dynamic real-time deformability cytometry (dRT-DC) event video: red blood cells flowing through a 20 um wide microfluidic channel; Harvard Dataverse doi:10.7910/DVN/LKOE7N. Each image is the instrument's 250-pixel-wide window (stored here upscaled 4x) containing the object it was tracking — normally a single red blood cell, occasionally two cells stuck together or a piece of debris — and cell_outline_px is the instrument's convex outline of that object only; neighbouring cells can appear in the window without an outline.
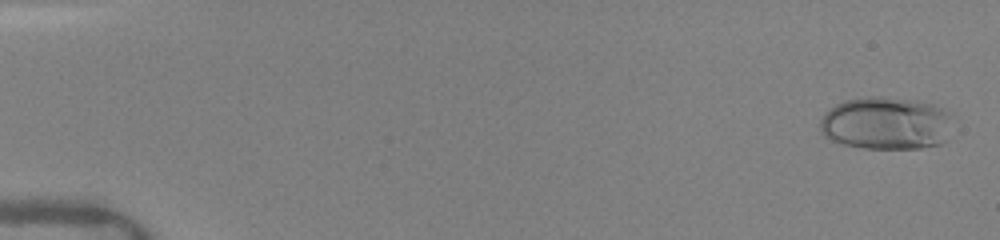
{"species": "human", "species_latin": "Homo sapiens", "temperature_condition": "warm", "stored_images_in_passage": 54, "camera_frame_rate_fps": 3000, "um_per_image_px": 0.085, "donor": {"sex": "female"}, "frame": {"image": 1, "passage_image": 3, "time_ms": 0.333, "image_size_px": [1000, 240], "cell_outline_px": [[948, 116], [944, 140], [940, 144], [920, 148], [864, 148], [844, 144], [832, 140], [824, 136], [820, 128], [820, 120], [824, 112], [836, 104], [844, 100], [868, 96], [880, 96], [908, 100], [932, 104], [948, 112]], "centroid_in_image_um": [75.2, 10.47], "position_along_channel_um": 9.8, "area_um2": 40.06}}
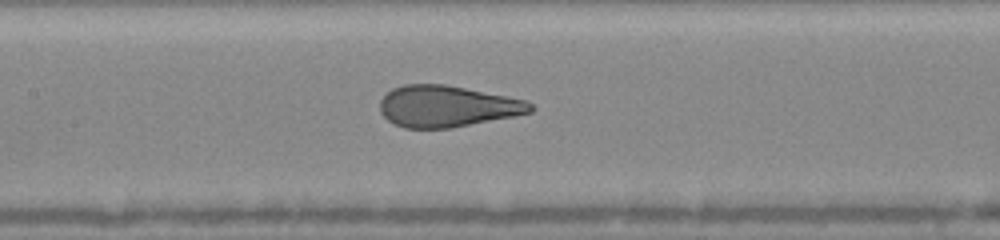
{"frame": {"image": 2, "passage_image": 35, "time_ms": 8.0, "image_size_px": [1000, 240], "cell_outline_px": [[536, 108], [532, 112], [452, 128], [404, 128], [388, 120], [380, 112], [380, 100], [392, 88], [404, 84], [444, 84], [524, 100], [532, 104]], "centroid_in_image_um": [37.97, 9.04], "position_along_channel_um": 169.4, "area_um2": 35.95}}
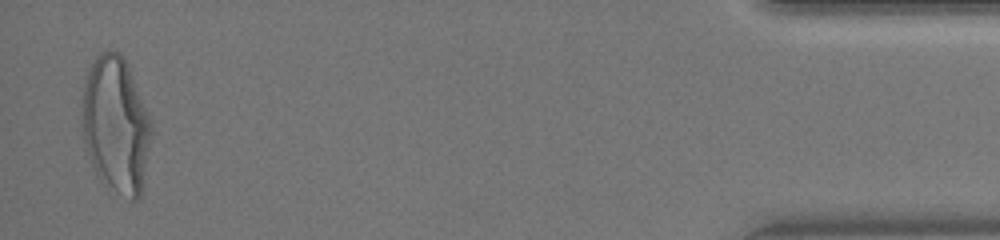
{"frame": {"image": 3, "passage_image": 54, "time_ms": 16.0, "image_size_px": [1000, 240], "cell_outline_px": [[152, 132], [140, 200], [132, 200], [116, 188], [92, 164], [84, 148], [84, 80], [96, 56], [100, 52], [120, 52], [128, 68], [152, 124]], "centroid_in_image_um": [9.88, 10.57], "position_along_channel_um": 425.3, "area_um2": 52.83}, "authors_computed_cell_mechanics": {"area_um2": 37.1076, "velocity_mm_per_s": 4.1267, "shape_relaxation_time_tau1_ms": 3.7038, "shape_relaxation_time_tau2_ms": null, "deformation_change_tau1": 0.1915, "deformation_change_tau2": null}}